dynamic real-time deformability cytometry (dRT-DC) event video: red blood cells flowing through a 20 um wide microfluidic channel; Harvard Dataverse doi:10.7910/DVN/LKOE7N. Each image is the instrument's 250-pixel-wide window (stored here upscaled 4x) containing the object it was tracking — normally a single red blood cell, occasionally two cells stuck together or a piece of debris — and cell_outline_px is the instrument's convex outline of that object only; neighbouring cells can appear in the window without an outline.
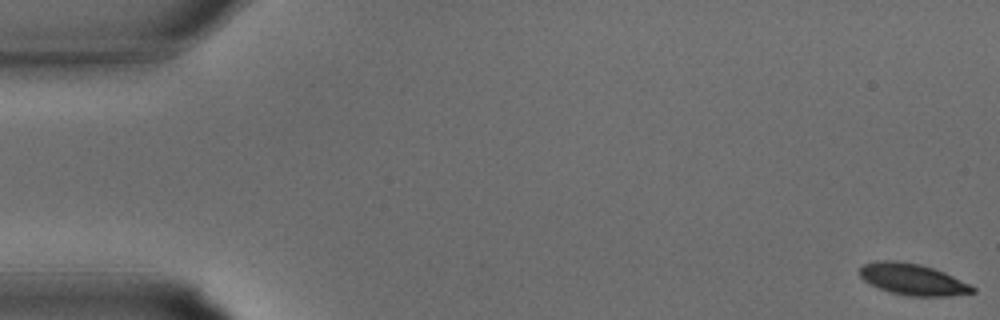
{"species": "common noctule bat (a hibernating species)", "species_latin": "Nyctalus noctula", "temperature_condition": "warm", "stored_images_in_passage": 10, "camera_frame_rate_fps": 3000, "um_per_image_px": 0.085, "animal": {"sex": "male", "body_mass_g": 15.6}, "frame": {"image": 1, "passage_image": 1, "time_ms": 0.0, "image_size_px": [1000, 320], "cell_outline_px": [[976, 292], [948, 296], [908, 296], [892, 292], [868, 284], [860, 276], [860, 268], [864, 264], [876, 260], [896, 260], [920, 264], [944, 272], [976, 288]], "centroid_in_image_um": [77.55, 23.74], "position_along_channel_um": 7.4, "area_um2": 20.52}}
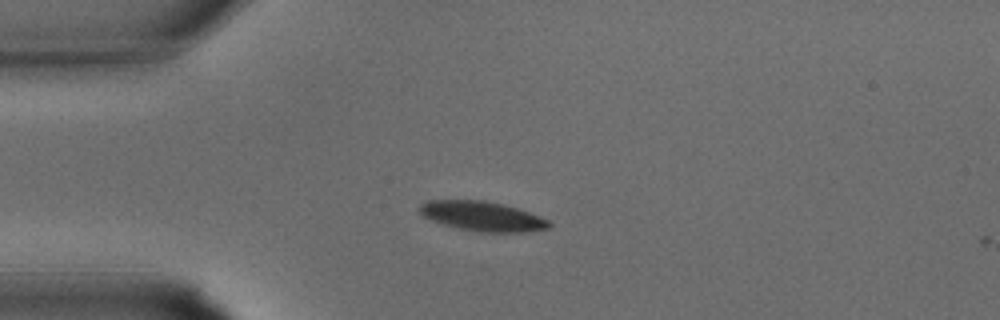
{"frame": {"image": 2, "passage_image": 9, "time_ms": 2.667, "image_size_px": [1000, 320], "cell_outline_px": [[552, 224], [548, 228], [524, 232], [480, 232], [460, 228], [444, 224], [432, 220], [424, 216], [420, 212], [420, 204], [428, 200], [484, 200], [504, 204], [528, 212], [548, 220]], "centroid_in_image_um": [41.0, 18.37], "position_along_channel_um": 44.0, "area_um2": 22.08}}